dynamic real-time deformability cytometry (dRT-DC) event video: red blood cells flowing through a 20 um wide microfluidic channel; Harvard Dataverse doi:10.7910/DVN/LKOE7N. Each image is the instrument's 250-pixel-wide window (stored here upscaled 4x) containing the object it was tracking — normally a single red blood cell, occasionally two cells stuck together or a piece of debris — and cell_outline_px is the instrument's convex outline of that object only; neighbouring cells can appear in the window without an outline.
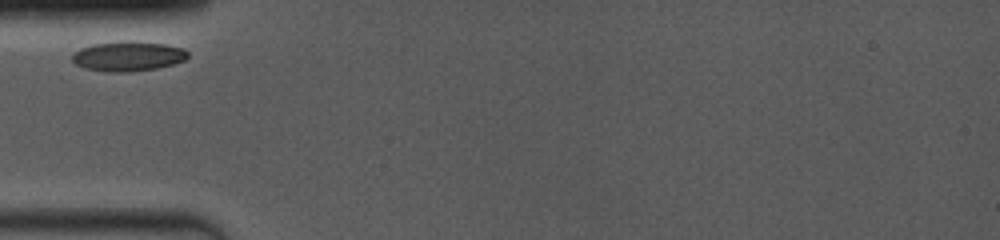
{"species": "common noctule bat (a hibernating species)", "species_latin": "Nyctalus noctula", "temperature_condition": "room temperature", "stored_images_in_passage": 6, "camera_frame_rate_fps": 4000, "um_per_image_px": 0.085, "animal": {"sex": "female", "body_mass_g": 19.0, "forearm_length_mm": 53.3}, "frame": {"image": 1, "passage_image": 1, "time_ms": 0.0, "image_size_px": [1000, 240], "cell_outline_px": [[188, 56], [184, 60], [160, 68], [128, 72], [112, 72], [84, 68], [76, 64], [72, 60], [72, 56], [80, 48], [92, 44], [124, 40], [128, 40], [164, 44], [184, 48], [188, 52]], "centroid_in_image_um": [10.89, 4.77], "position_along_channel_um": 74.1, "area_um2": 20.17}}
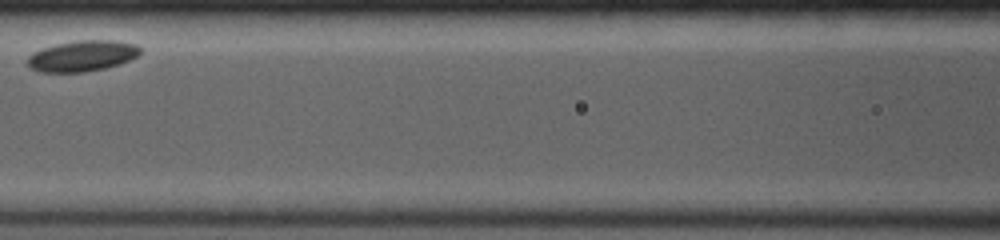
{"frame": {"image": 2, "passage_image": 4, "time_ms": 2.5, "image_size_px": [1000, 240], "cell_outline_px": [[140, 56], [120, 64], [104, 68], [84, 72], [40, 72], [32, 68], [28, 64], [28, 56], [32, 52], [56, 44], [80, 40], [116, 40], [136, 44], [140, 48]], "centroid_in_image_um": [7.03, 4.75], "position_along_channel_um": 159.6, "area_um2": 20.29}}
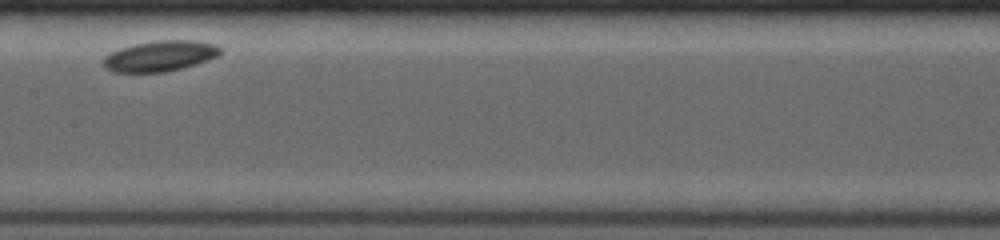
{"frame": {"image": 3, "passage_image": 5, "time_ms": 3.5, "image_size_px": [1000, 240], "cell_outline_px": [[220, 52], [216, 56], [208, 60], [196, 64], [164, 72], [112, 72], [104, 68], [100, 64], [100, 60], [108, 52], [132, 44], [156, 40], [196, 40], [216, 44], [220, 48]], "centroid_in_image_um": [13.51, 4.75], "position_along_channel_um": 193.9, "area_um2": 21.21}}